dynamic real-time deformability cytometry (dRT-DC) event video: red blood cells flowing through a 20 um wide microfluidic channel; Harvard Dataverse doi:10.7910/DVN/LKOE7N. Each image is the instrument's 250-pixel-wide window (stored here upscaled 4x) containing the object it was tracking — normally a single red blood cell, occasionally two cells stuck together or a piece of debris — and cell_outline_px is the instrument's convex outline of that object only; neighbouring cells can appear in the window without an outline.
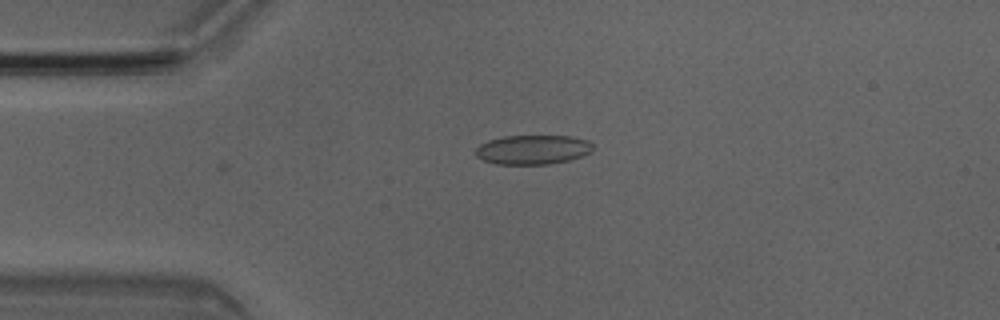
{"species": "Egyptian fruit bat (a non-hibernating species)", "species_latin": "Rousettus aegyptiacus", "temperature_condition": "room temperature", "stored_images_in_passage": 4, "camera_frame_rate_fps": 3000, "um_per_image_px": 0.085, "animal": {"sex": "male"}, "frame": {"image": 1, "passage_image": 1, "time_ms": 0.0, "image_size_px": [1000, 320], "cell_outline_px": [[592, 152], [568, 160], [548, 164], [496, 164], [484, 160], [476, 156], [476, 148], [480, 144], [488, 140], [504, 136], [568, 136], [588, 140], [592, 144]], "centroid_in_image_um": [45.27, 12.72], "position_along_channel_um": 39.7, "area_um2": 19.94}}